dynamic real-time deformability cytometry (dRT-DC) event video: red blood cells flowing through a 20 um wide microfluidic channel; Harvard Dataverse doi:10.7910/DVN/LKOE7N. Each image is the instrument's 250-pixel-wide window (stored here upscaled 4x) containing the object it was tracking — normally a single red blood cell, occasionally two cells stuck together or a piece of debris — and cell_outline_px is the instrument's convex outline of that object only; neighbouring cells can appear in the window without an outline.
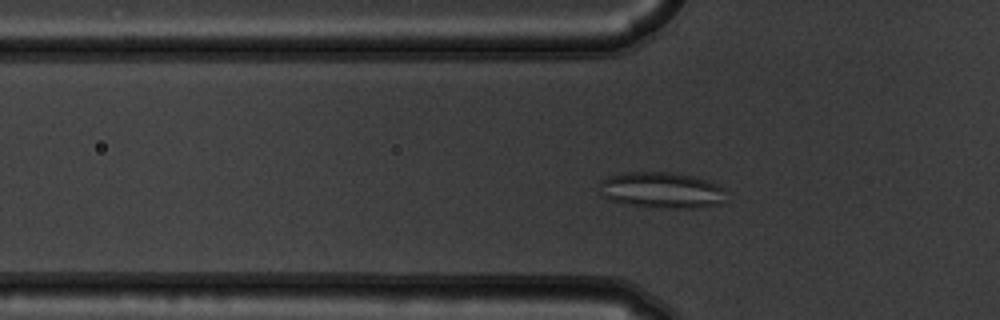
{"species": "common noctule bat (a hibernating species)", "species_latin": "Nyctalus noctula", "temperature_condition": "warm", "stored_images_in_passage": 52, "camera_frame_rate_fps": 3000, "um_per_image_px": 0.085, "animal": {"sex": "male", "body_mass_g": 19.5, "forearm_length_mm": 54.6}, "frame": {"image": 1, "passage_image": 15, "time_ms": 4.667, "image_size_px": [1000, 320], "cell_outline_px": [[724, 204], [692, 208], [664, 208], [624, 204], [600, 196], [600, 180], [608, 176], [624, 172], [676, 172], [692, 176], [716, 184], [724, 188]], "centroid_in_image_um": [56.21, 16.16], "position_along_channel_um": 69.6, "area_um2": 26.82}}
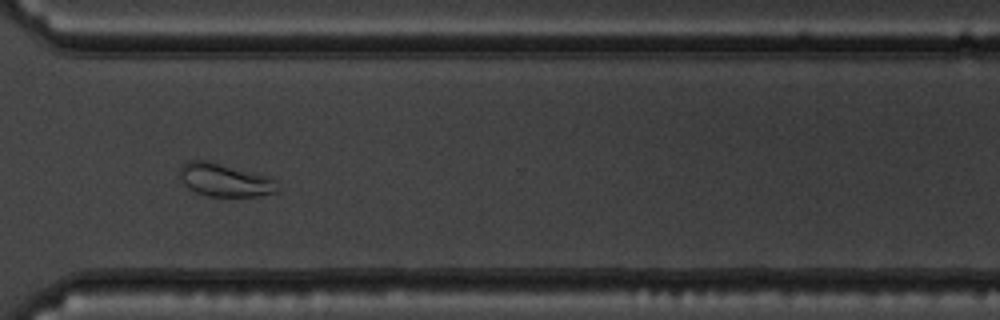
{"frame": {"image": 2, "passage_image": 38, "time_ms": 12.333, "image_size_px": [1000, 320], "cell_outline_px": [[280, 188], [276, 192], [256, 196], [208, 196], [196, 192], [188, 188], [184, 184], [180, 176], [180, 168], [188, 160], [208, 160], [268, 176], [276, 180]], "centroid_in_image_um": [19.12, 15.3], "position_along_channel_um": 351.5, "area_um2": 18.84}}
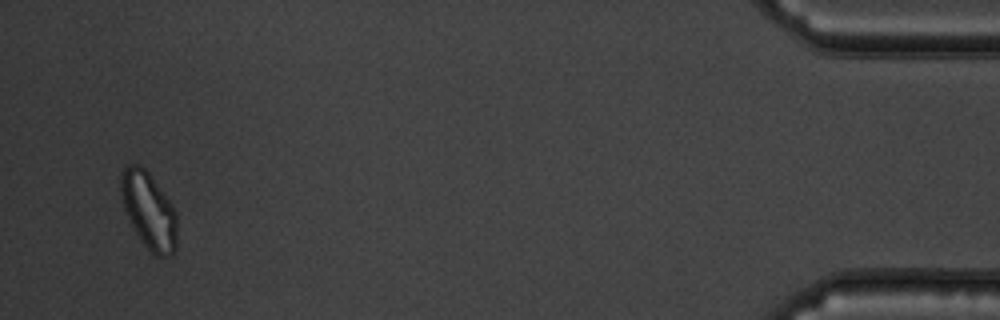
{"frame": {"image": 3, "passage_image": 50, "time_ms": 16.333, "image_size_px": [1000, 320], "cell_outline_px": [[176, 248], [172, 256], [156, 256], [140, 240], [124, 208], [120, 196], [120, 172], [128, 164], [140, 164], [148, 172], [172, 204], [176, 212]], "centroid_in_image_um": [12.64, 17.87], "position_along_channel_um": 422.6, "area_um2": 25.03}, "authors_computed_cell_mechanics": {"area_um2": 23.2356, "velocity_mm_per_s": 3.6739, "shape_relaxation_time_tau1_ms": null, "shape_relaxation_time_tau2_ms": 1.9539, "deformation_change_tau1": null, "deformation_change_tau2": 0.0598}}